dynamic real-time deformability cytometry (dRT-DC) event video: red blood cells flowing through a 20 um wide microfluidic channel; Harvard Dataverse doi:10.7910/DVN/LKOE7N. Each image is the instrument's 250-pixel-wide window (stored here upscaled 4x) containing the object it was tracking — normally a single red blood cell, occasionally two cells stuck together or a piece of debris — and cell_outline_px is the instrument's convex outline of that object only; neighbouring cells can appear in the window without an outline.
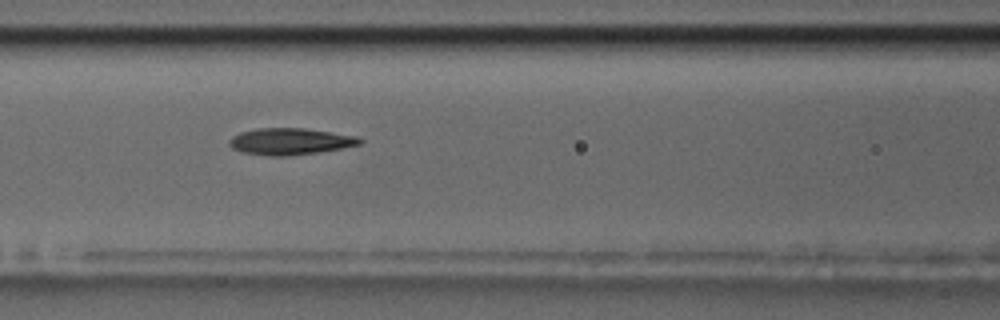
{"species": "common noctule bat (a hibernating species)", "species_latin": "Nyctalus noctula", "temperature_condition": "room temperature", "stored_images_in_passage": 10, "camera_frame_rate_fps": 3000, "um_per_image_px": 0.085, "animal": {"sex": "male", "body_mass_g": 17.5, "forearm_length_mm": 52.3}, "frame": {"image": 1, "passage_image": 6, "time_ms": 5.667, "image_size_px": [1000, 320], "cell_outline_px": [[364, 140], [360, 144], [320, 152], [284, 156], [272, 156], [244, 152], [232, 148], [228, 144], [228, 140], [232, 136], [240, 132], [260, 128], [304, 128], [360, 136]], "centroid_in_image_um": [24.68, 12.01], "position_along_channel_um": 141.9, "area_um2": 20.23}}
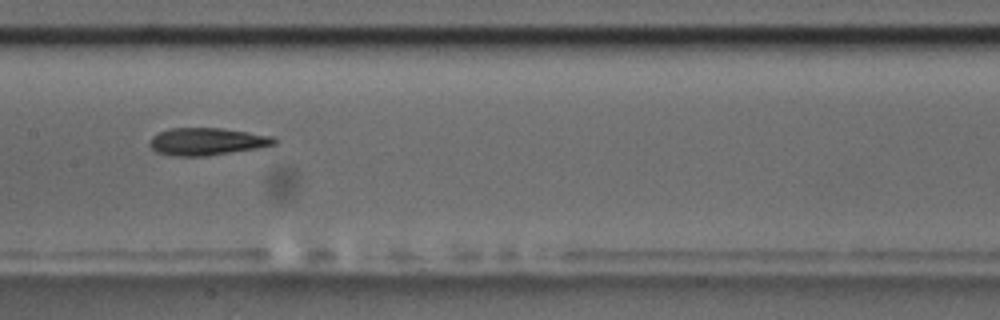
{"frame": {"image": 2, "passage_image": 7, "time_ms": 7.0, "image_size_px": [1000, 320], "cell_outline_px": [[276, 144], [256, 148], [208, 156], [172, 156], [156, 152], [148, 144], [148, 140], [152, 136], [168, 128], [220, 128], [276, 136]], "centroid_in_image_um": [17.56, 12.03], "position_along_channel_um": 189.8, "area_um2": 20.0}}
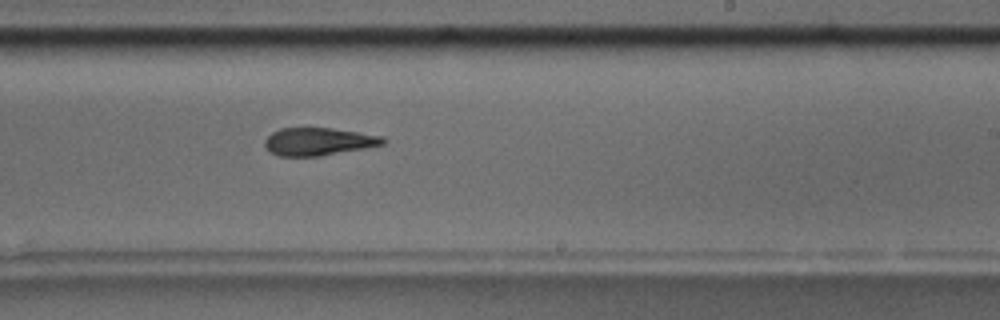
{"frame": {"image": 3, "passage_image": 9, "time_ms": 9.0, "image_size_px": [1000, 320], "cell_outline_px": [[388, 140], [384, 144], [364, 148], [320, 156], [280, 156], [268, 152], [264, 144], [264, 140], [272, 132], [280, 128], [332, 128], [384, 136]], "centroid_in_image_um": [27.06, 12.03], "position_along_channel_um": 261.9, "area_um2": 19.19}}